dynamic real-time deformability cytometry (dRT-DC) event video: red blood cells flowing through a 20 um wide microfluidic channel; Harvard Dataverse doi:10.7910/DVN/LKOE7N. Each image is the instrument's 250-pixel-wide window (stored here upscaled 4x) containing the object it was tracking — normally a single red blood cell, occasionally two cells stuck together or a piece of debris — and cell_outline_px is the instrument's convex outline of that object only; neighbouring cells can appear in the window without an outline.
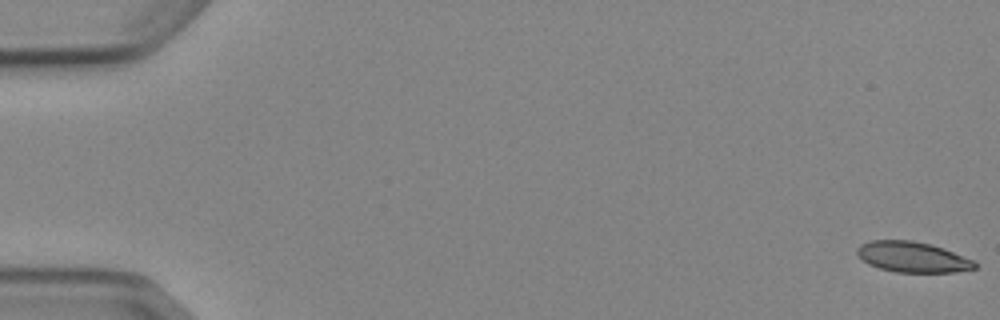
{"species": "Egyptian fruit bat (a non-hibernating species)", "species_latin": "Rousettus aegyptiacus", "temperature_condition": "cold", "stored_images_in_passage": 8, "camera_frame_rate_fps": 3000, "um_per_image_px": 0.085, "animal": {"sex": "female"}, "frame": {"image": 1, "passage_image": 1, "time_ms": 0.0, "image_size_px": [1000, 320], "cell_outline_px": [[976, 268], [956, 272], [896, 272], [880, 268], [868, 264], [856, 252], [856, 248], [860, 244], [868, 240], [912, 240], [932, 244], [944, 248], [976, 260]], "centroid_in_image_um": [77.59, 21.83], "position_along_channel_um": 7.4, "area_um2": 21.15}}
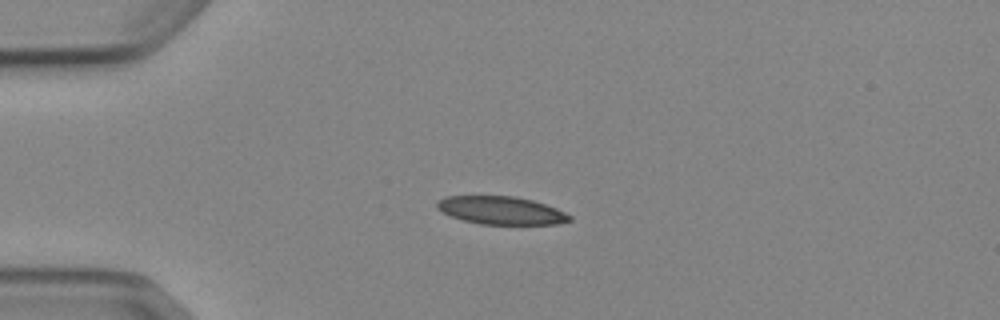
{"frame": {"image": 2, "passage_image": 4, "time_ms": 4.333, "image_size_px": [1000, 320], "cell_outline_px": [[572, 220], [556, 224], [480, 224], [464, 220], [440, 212], [436, 208], [436, 200], [444, 196], [516, 196], [532, 200], [556, 208], [572, 216]], "centroid_in_image_um": [42.55, 17.88], "position_along_channel_um": 42.4, "area_um2": 21.68}}
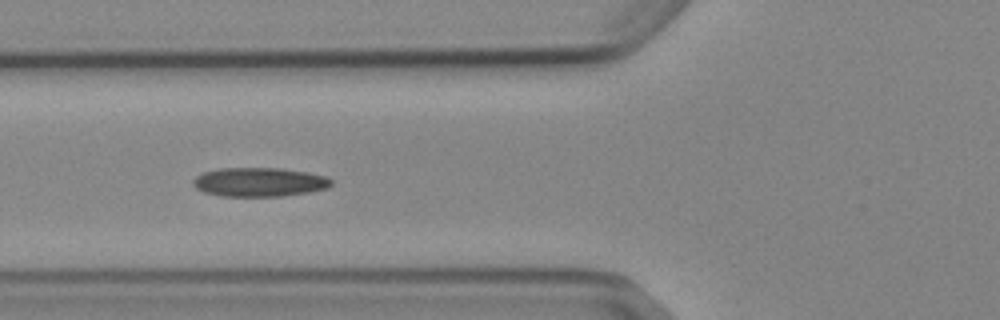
{"frame": {"image": 3, "passage_image": 6, "time_ms": 6.667, "image_size_px": [1000, 320], "cell_outline_px": [[332, 184], [328, 188], [308, 192], [280, 196], [220, 196], [204, 192], [196, 188], [192, 184], [192, 180], [196, 176], [204, 172], [220, 168], [280, 168], [308, 172], [328, 176], [332, 180]], "centroid_in_image_um": [22.05, 15.47], "position_along_channel_um": 103.8, "area_um2": 23.47}}